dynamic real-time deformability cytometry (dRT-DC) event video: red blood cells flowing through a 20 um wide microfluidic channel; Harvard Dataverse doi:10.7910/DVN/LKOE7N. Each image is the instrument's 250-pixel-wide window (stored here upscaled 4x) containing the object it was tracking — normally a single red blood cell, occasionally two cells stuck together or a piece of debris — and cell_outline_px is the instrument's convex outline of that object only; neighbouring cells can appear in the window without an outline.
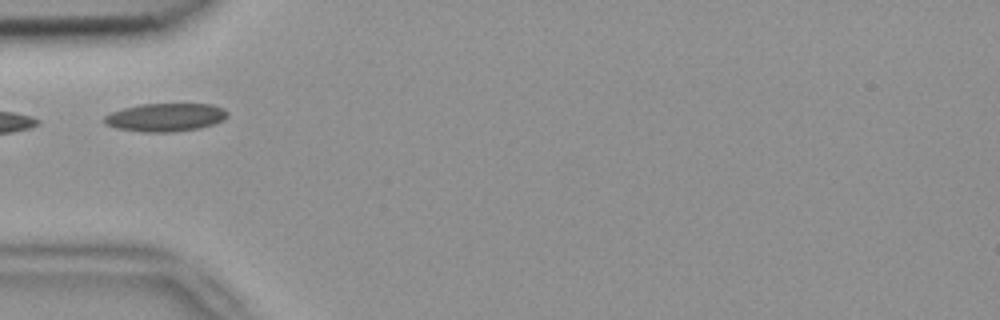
{"species": "common noctule bat (a hibernating species)", "species_latin": "Nyctalus noctula", "temperature_condition": "room temperature", "stored_images_in_passage": 2, "camera_frame_rate_fps": 3000, "um_per_image_px": 0.085, "animal": {"sex": "female", "body_mass_g": 18.4}, "frame": {"image": 1, "passage_image": 1, "time_ms": 0.0, "image_size_px": [1000, 320], "cell_outline_px": [[228, 116], [224, 120], [200, 128], [168, 132], [148, 132], [116, 128], [108, 124], [104, 120], [104, 116], [112, 112], [124, 108], [140, 104], [212, 104], [224, 108], [228, 112]], "centroid_in_image_um": [14.11, 9.96], "position_along_channel_um": 70.9, "area_um2": 20.06}}